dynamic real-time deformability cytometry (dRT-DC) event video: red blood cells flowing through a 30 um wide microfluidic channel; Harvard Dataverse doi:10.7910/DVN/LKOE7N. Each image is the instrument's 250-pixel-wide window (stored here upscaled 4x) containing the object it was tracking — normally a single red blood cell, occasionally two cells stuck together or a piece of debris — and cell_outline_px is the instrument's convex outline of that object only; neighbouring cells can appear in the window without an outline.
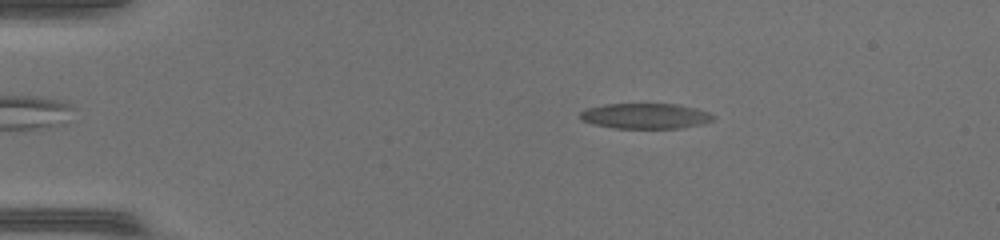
{"species": "common noctule bat (a hibernating species)", "species_latin": "Nyctalus noctula", "temperature_condition": "warm", "stored_images_in_passage": 49, "camera_frame_rate_fps": 3000, "um_per_image_px": 0.085, "animal": {"sex": "female", "body_mass_g": 17.0, "forearm_length_mm": 48.0}, "frame": {"image": 1, "passage_image": 9, "time_ms": 2.667, "image_size_px": [1000, 240], "cell_outline_px": [[716, 116], [712, 120], [704, 124], [680, 128], [616, 128], [596, 124], [580, 120], [580, 112], [588, 108], [604, 104], [676, 104], [696, 108], [708, 112]], "centroid_in_image_um": [54.89, 9.86], "position_along_channel_um": 30.1, "area_um2": 19.65}}
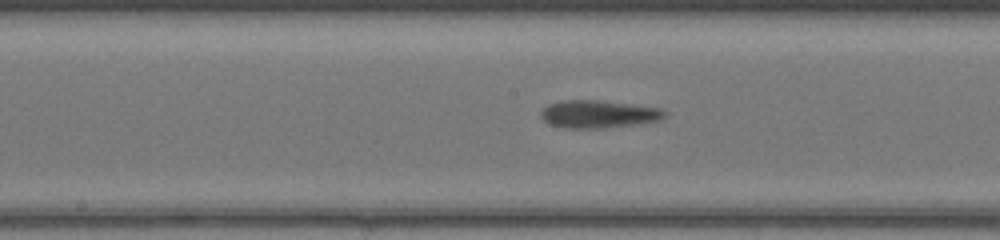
{"frame": {"image": 2, "passage_image": 26, "time_ms": 8.333, "image_size_px": [1000, 240], "cell_outline_px": [[668, 112], [664, 116], [656, 120], [632, 124], [604, 128], [568, 128], [548, 124], [540, 116], [540, 112], [548, 104], [564, 100], [596, 100], [660, 108]], "centroid_in_image_um": [50.8, 9.69], "position_along_channel_um": 197.4, "area_um2": 19.59}}
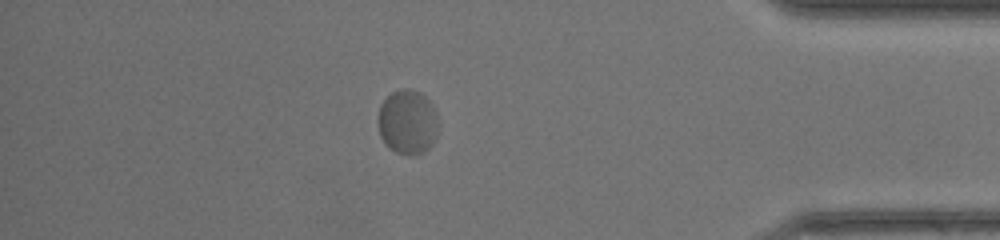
{"frame": {"image": 3, "passage_image": 43, "time_ms": 14.0, "image_size_px": [1000, 240], "cell_outline_px": [[436, 136], [432, 144], [424, 152], [412, 156], [408, 156], [396, 152], [388, 148], [380, 136], [376, 120], [380, 104], [392, 92], [404, 88], [408, 88], [420, 92], [432, 104], [436, 116]], "centroid_in_image_um": [34.6, 10.39], "position_along_channel_um": 400.6, "area_um2": 22.83}, "authors_computed_cell_mechanics": {"area_um2": 20.2878, "velocity_mm_per_s": 4.1862, "shape_relaxation_time_tau1_ms": 5.8143, "shape_relaxation_time_tau2_ms": null, "deformation_change_tau1": 0.1783, "deformation_change_tau2": null}}